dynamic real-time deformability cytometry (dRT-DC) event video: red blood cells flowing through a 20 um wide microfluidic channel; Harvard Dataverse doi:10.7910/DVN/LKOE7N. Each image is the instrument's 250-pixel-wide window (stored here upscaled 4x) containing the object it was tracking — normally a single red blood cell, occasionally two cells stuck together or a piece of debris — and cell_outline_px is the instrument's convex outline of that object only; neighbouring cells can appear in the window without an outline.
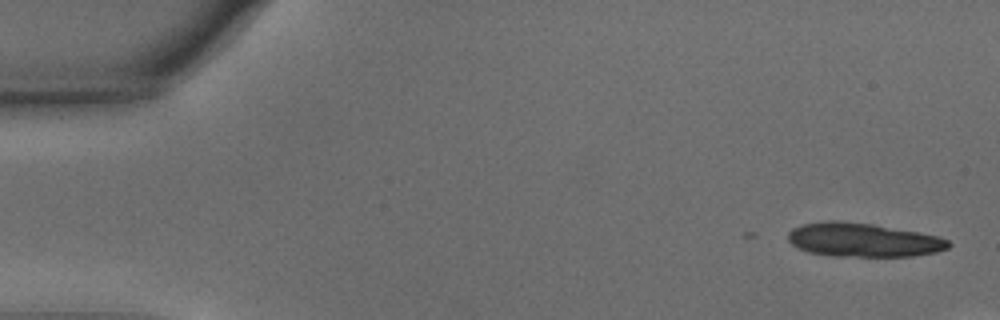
{"species": "common noctule bat (a hibernating species)", "species_latin": "Nyctalus noctula", "temperature_condition": "warm", "stored_images_in_passage": 4, "camera_frame_rate_fps": 3000, "um_per_image_px": 0.085, "animal": {"sex": "male", "body_mass_g": 15.6}, "frame": {"image": 1, "passage_image": 1, "time_ms": 0.0, "image_size_px": [1000, 320], "cell_outline_px": [[952, 244], [948, 248], [936, 252], [912, 256], [832, 256], [808, 252], [792, 244], [788, 240], [788, 232], [792, 228], [804, 224], [828, 220], [840, 220], [872, 224], [916, 232], [936, 236], [948, 240]], "centroid_in_image_um": [73.34, 20.39], "position_along_channel_um": 11.7, "area_um2": 31.44}}